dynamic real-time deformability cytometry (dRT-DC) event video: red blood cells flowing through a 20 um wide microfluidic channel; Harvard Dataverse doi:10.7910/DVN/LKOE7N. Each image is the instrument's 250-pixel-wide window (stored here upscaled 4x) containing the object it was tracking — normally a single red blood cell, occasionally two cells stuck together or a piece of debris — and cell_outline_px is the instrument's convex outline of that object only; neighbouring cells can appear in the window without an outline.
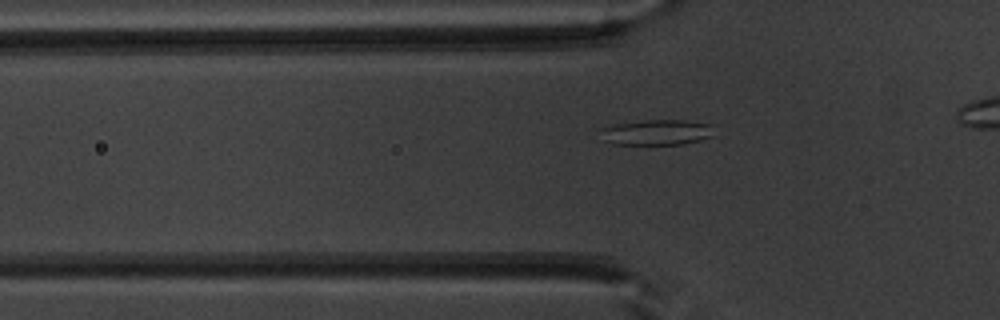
{"species": "common noctule bat (a hibernating species)", "species_latin": "Nyctalus noctula", "temperature_condition": "warm", "stored_images_in_passage": 35, "segment_of_instrument_passage": [1, 2], "camera_frame_rate_fps": 3000, "um_per_image_px": 0.085, "animal": {"sex": "male", "body_mass_g": 20.1, "forearm_length_mm": 53.5}, "frame": {"image": 1, "passage_image": 10, "time_ms": 3.0, "image_size_px": [1000, 320], "cell_outline_px": [[716, 124], [712, 136], [700, 140], [684, 144], [612, 144], [604, 140], [596, 128], [616, 124], [644, 120], [684, 120]], "centroid_in_image_um": [55.83, 11.24], "position_along_channel_um": 70.0, "area_um2": 17.22}}
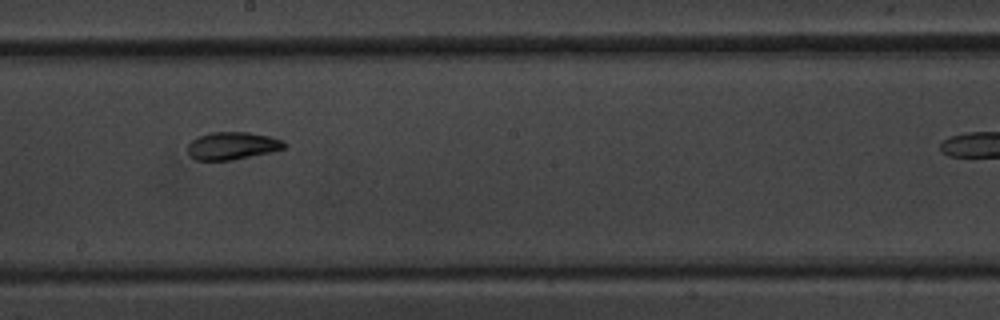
{"frame": {"image": 2, "passage_image": 22, "time_ms": 7.0, "image_size_px": [1000, 320], "cell_outline_px": [[288, 144], [284, 148], [272, 152], [232, 160], [196, 160], [188, 156], [188, 144], [192, 140], [208, 132], [248, 132], [268, 136], [284, 140]], "centroid_in_image_um": [19.75, 12.39], "position_along_channel_um": 228.4, "area_um2": 15.66}}
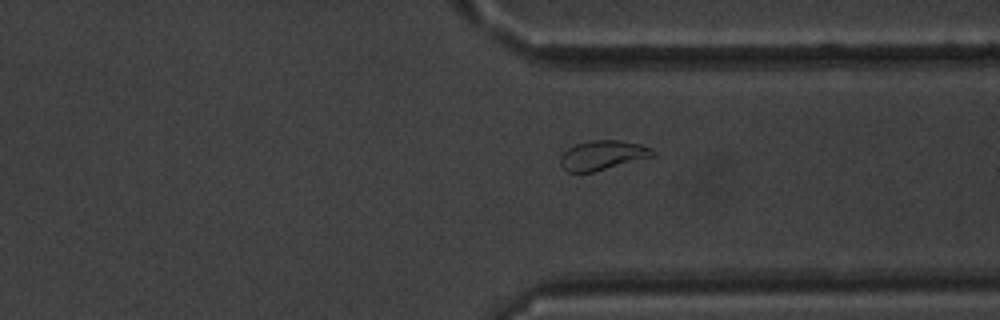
{"frame": {"image": 3, "passage_image": 32, "time_ms": 10.333, "image_size_px": [1000, 320], "cell_outline_px": [[656, 156], [592, 172], [568, 172], [560, 164], [560, 156], [568, 148], [576, 144], [592, 140], [620, 140], [640, 144], [652, 148], [656, 152]], "centroid_in_image_um": [51.26, 13.19], "position_along_channel_um": 360.1, "area_um2": 15.9}}